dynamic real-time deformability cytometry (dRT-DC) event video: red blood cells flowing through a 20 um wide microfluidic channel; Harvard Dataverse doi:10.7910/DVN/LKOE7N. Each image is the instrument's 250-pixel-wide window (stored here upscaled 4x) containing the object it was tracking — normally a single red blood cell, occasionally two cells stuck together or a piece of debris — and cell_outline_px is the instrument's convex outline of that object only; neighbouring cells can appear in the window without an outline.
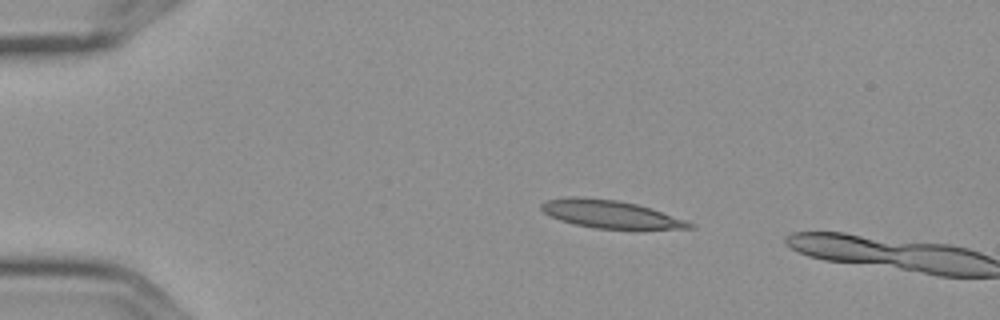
{"species": "Egyptian fruit bat (a non-hibernating species)", "species_latin": "Rousettus aegyptiacus", "temperature_condition": "cold", "stored_images_in_passage": 3, "camera_frame_rate_fps": 3000, "um_per_image_px": 0.085, "frame": {"image": 1, "passage_image": 2, "time_ms": 0.333, "image_size_px": [1000, 320], "cell_outline_px": [[696, 228], [596, 228], [576, 224], [560, 220], [544, 212], [540, 208], [540, 204], [544, 200], [564, 196], [576, 196], [616, 200], [636, 204], [652, 208], [696, 224]], "centroid_in_image_um": [51.84, 18.17], "position_along_channel_um": 33.2, "area_um2": 23.76}}